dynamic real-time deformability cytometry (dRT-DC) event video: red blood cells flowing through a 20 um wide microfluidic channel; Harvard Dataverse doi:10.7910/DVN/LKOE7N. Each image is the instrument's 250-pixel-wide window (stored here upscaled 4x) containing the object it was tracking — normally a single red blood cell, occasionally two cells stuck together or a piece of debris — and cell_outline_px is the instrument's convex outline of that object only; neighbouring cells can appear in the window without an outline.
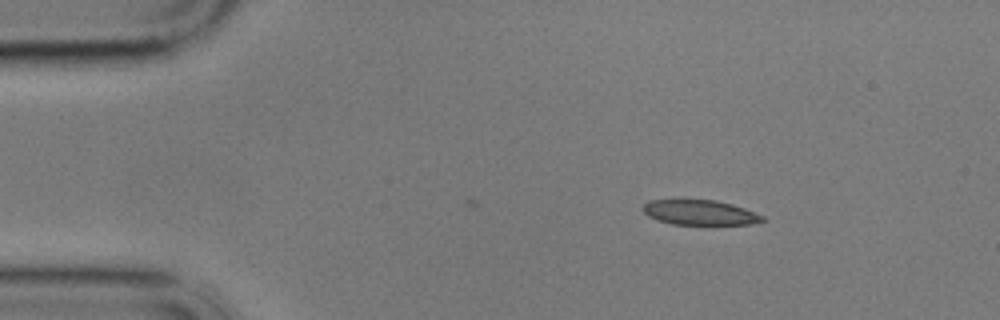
{"species": "common noctule bat (a hibernating species)", "species_latin": "Nyctalus noctula", "temperature_condition": "cold", "stored_images_in_passage": 43, "camera_frame_rate_fps": 3000, "um_per_image_px": 0.085, "animal": {"sex": "male", "body_mass_g": 17.9}, "frame": {"image": 1, "passage_image": 1, "time_ms": 0.0, "image_size_px": [1000, 320], "cell_outline_px": [[768, 220], [752, 224], [672, 224], [656, 220], [648, 216], [640, 208], [648, 200], [716, 200], [732, 204], [744, 208], [764, 216]], "centroid_in_image_um": [59.48, 18.06], "position_along_channel_um": 25.5, "area_um2": 17.46}}
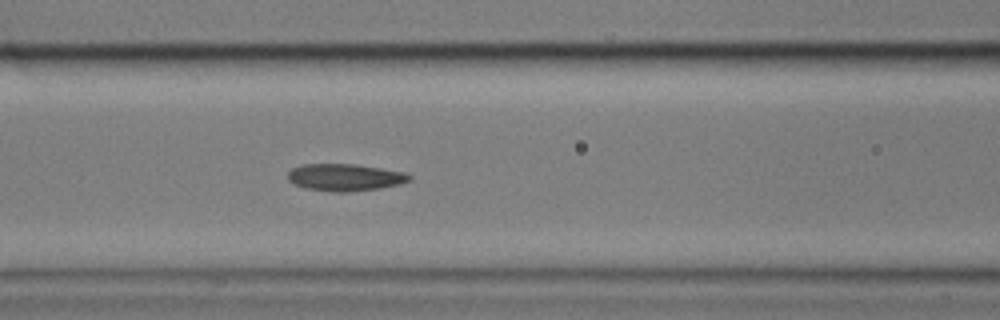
{"frame": {"image": 2, "passage_image": 16, "time_ms": 5.0, "image_size_px": [1000, 320], "cell_outline_px": [[412, 180], [400, 184], [380, 188], [348, 192], [332, 192], [304, 188], [288, 180], [288, 172], [292, 168], [304, 164], [356, 164], [404, 172], [412, 176]], "centroid_in_image_um": [29.33, 15.08], "position_along_channel_um": 137.3, "area_um2": 19.25}}
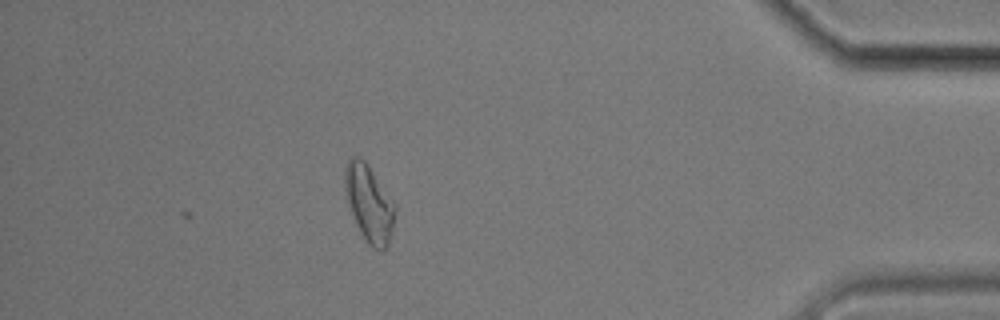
{"frame": {"image": 3, "passage_image": 43, "time_ms": 14.0, "image_size_px": [1000, 320], "cell_outline_px": [[396, 212], [388, 244], [380, 252], [372, 248], [368, 244], [360, 232], [352, 216], [344, 196], [344, 168], [348, 160], [352, 156], [360, 156], [368, 164], [396, 204]], "centroid_in_image_um": [31.35, 17.26], "position_along_channel_um": 403.8, "area_um2": 22.89}, "authors_computed_cell_mechanics": {"area_um2": 18.5538, "velocity_mm_per_s": 3.464, "shape_relaxation_time_tau1_ms": 7.0434, "shape_relaxation_time_tau2_ms": 5.1665, "deformation_change_tau1": 0.1454, "deformation_change_tau2": 0.1225}}